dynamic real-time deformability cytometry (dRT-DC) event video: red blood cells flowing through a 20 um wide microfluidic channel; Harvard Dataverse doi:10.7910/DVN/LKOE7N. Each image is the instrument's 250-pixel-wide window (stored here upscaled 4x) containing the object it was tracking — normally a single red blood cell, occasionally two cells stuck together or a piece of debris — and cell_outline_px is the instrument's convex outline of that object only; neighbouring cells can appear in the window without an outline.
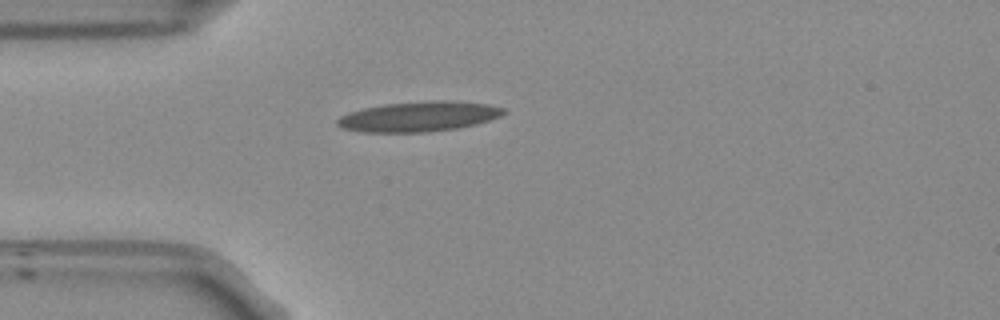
{"species": "Egyptian fruit bat (a non-hibernating species)", "species_latin": "Rousettus aegyptiacus", "temperature_condition": "room temperature", "stored_images_in_passage": 36, "camera_frame_rate_fps": 3000, "um_per_image_px": 0.085, "frame": {"image": 1, "passage_image": 1, "time_ms": 0.0, "image_size_px": [1000, 320], "cell_outline_px": [[508, 112], [500, 116], [476, 124], [456, 128], [428, 132], [360, 132], [340, 128], [336, 124], [336, 120], [340, 116], [348, 112], [364, 108], [384, 104], [432, 100], [444, 100], [488, 104], [504, 108]], "centroid_in_image_um": [35.56, 9.9], "position_along_channel_um": 49.4, "area_um2": 29.25}}
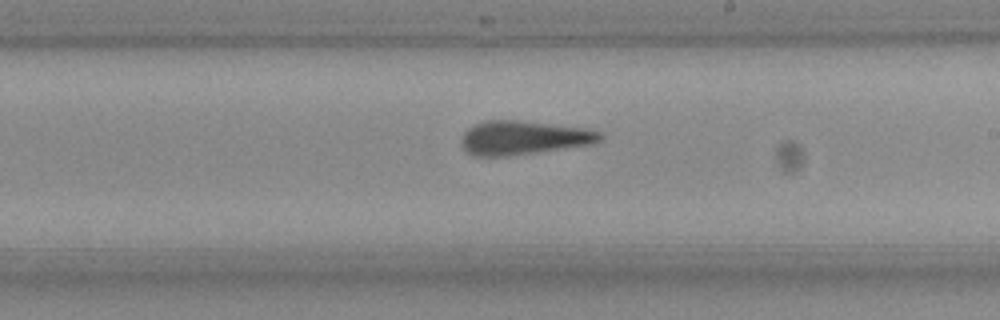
{"frame": {"image": 2, "passage_image": 17, "time_ms": 5.333, "image_size_px": [1000, 320], "cell_outline_px": [[604, 136], [600, 140], [592, 144], [504, 156], [476, 156], [468, 152], [460, 144], [460, 140], [464, 132], [468, 128], [476, 124], [488, 120], [516, 120], [584, 128], [600, 132]], "centroid_in_image_um": [44.46, 11.7], "position_along_channel_um": 244.5, "area_um2": 26.93}}
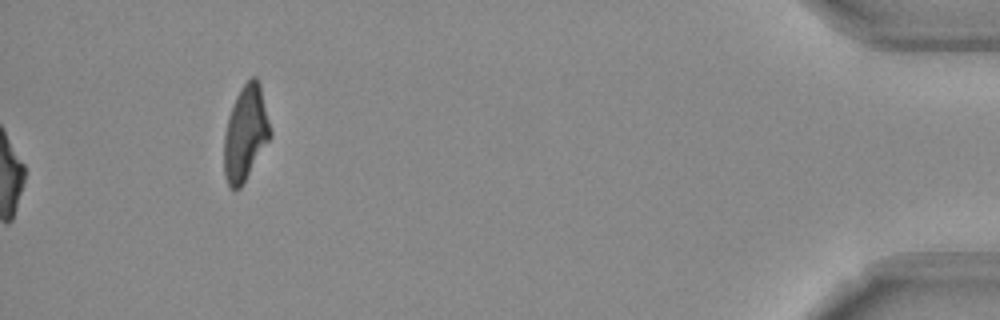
{"frame": {"image": 3, "passage_image": 36, "time_ms": 11.667, "image_size_px": [1000, 320], "cell_outline_px": [[272, 136], [240, 188], [232, 188], [228, 184], [224, 176], [224, 136], [228, 116], [236, 96], [240, 88], [252, 76], [256, 76], [260, 84], [272, 132]], "centroid_in_image_um": [20.87, 11.3], "position_along_channel_um": 414.3, "area_um2": 25.49}, "authors_computed_cell_mechanics": {"area_um2": 26.7903, "velocity_mm_per_s": 3.8233, "shape_relaxation_time_tau1_ms": null, "shape_relaxation_time_tau2_ms": 4.3532, "deformation_change_tau1": null, "deformation_change_tau2": 0.1621}}